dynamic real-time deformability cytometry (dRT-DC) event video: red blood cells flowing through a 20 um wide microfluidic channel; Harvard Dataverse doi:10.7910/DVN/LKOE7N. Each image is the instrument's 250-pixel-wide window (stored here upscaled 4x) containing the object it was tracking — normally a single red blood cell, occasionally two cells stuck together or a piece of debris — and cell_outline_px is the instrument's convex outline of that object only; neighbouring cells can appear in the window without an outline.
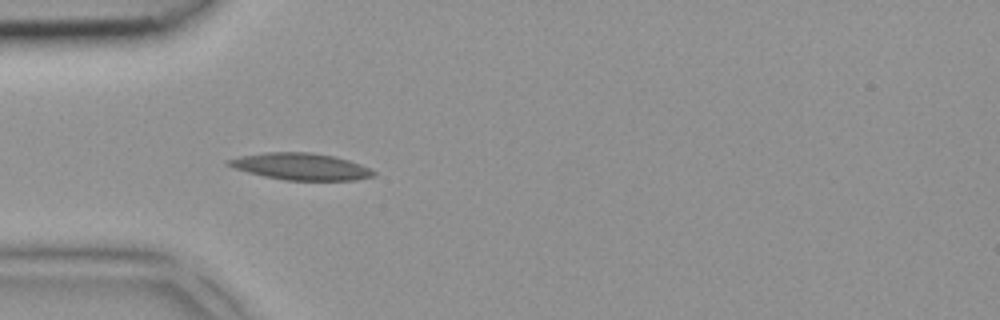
{"species": "common noctule bat (a hibernating species)", "species_latin": "Nyctalus noctula", "temperature_condition": "room temperature", "stored_images_in_passage": 4, "camera_frame_rate_fps": 3000, "um_per_image_px": 0.085, "animal": {"sex": "female", "body_mass_g": 18.4}, "frame": {"image": 1, "passage_image": 4, "time_ms": 1.0, "image_size_px": [1000, 320], "cell_outline_px": [[376, 176], [356, 180], [284, 180], [264, 176], [232, 168], [224, 164], [224, 160], [240, 156], [264, 152], [312, 152], [332, 156], [348, 160], [360, 164], [376, 172]], "centroid_in_image_um": [25.51, 14.15], "position_along_channel_um": 59.5, "area_um2": 22.77}}